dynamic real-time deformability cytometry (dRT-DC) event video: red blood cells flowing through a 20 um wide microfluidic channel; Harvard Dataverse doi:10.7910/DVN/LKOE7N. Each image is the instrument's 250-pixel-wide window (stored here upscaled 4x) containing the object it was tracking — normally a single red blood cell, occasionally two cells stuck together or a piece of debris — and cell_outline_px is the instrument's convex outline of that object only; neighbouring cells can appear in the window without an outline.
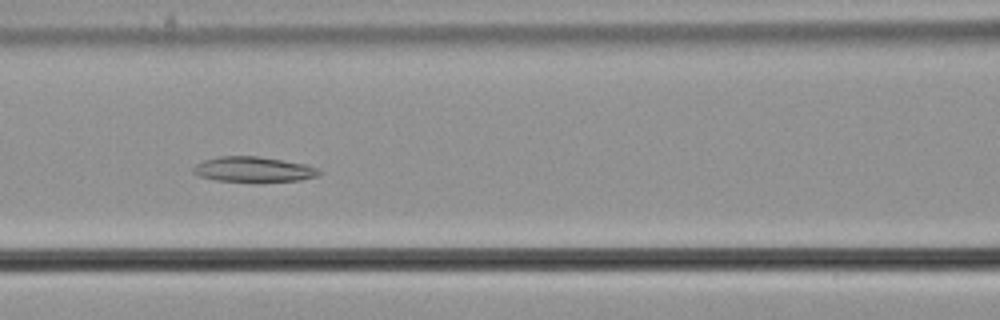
{"species": "common noctule bat (a hibernating species)", "species_latin": "Nyctalus noctula", "temperature_condition": "cold", "stored_images_in_passage": 46, "camera_frame_rate_fps": 3000, "um_per_image_px": 0.085, "animal": {"sex": "male", "body_mass_g": 21.5, "forearm_length_mm": 52.0}, "frame": {"image": 1, "passage_image": 14, "time_ms": 4.333, "image_size_px": [1000, 320], "cell_outline_px": [[320, 172], [316, 176], [300, 180], [216, 180], [200, 176], [192, 172], [192, 168], [196, 164], [204, 160], [220, 156], [256, 156], [308, 164], [316, 168]], "centroid_in_image_um": [21.51, 14.37], "position_along_channel_um": 145.1, "area_um2": 17.86}}
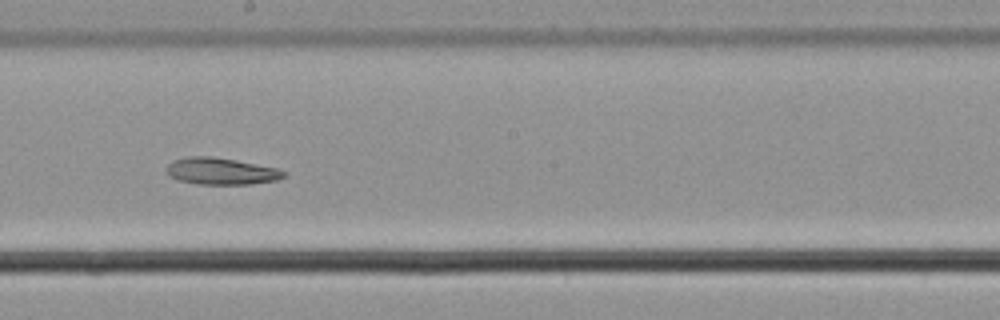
{"frame": {"image": 2, "passage_image": 21, "time_ms": 6.667, "image_size_px": [1000, 320], "cell_outline_px": [[288, 172], [284, 176], [276, 180], [248, 184], [196, 184], [176, 180], [168, 176], [164, 168], [172, 160], [188, 156], [212, 156], [236, 160], [276, 168]], "centroid_in_image_um": [18.71, 14.55], "position_along_channel_um": 229.5, "area_um2": 18.5}}
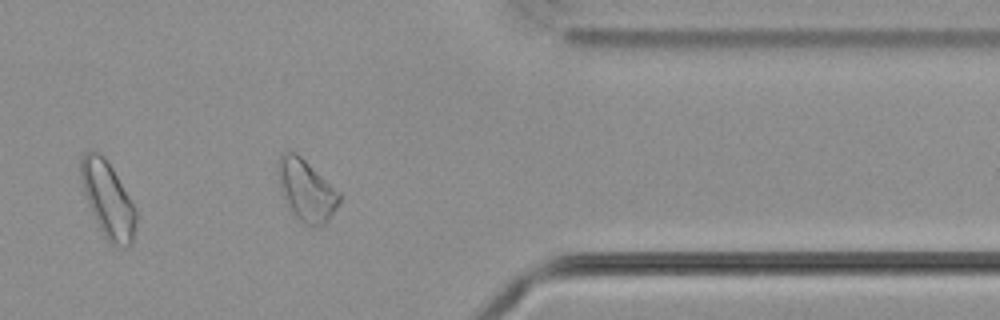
{"frame": {"image": 3, "passage_image": 35, "time_ms": 11.333, "image_size_px": [1000, 320], "cell_outline_px": [[340, 200], [328, 220], [320, 228], [312, 228], [304, 224], [292, 212], [284, 196], [280, 184], [276, 168], [280, 156], [284, 152], [296, 152], [340, 192]], "centroid_in_image_um": [26.05, 16.19], "position_along_channel_um": 385.4, "area_um2": 21.68}}